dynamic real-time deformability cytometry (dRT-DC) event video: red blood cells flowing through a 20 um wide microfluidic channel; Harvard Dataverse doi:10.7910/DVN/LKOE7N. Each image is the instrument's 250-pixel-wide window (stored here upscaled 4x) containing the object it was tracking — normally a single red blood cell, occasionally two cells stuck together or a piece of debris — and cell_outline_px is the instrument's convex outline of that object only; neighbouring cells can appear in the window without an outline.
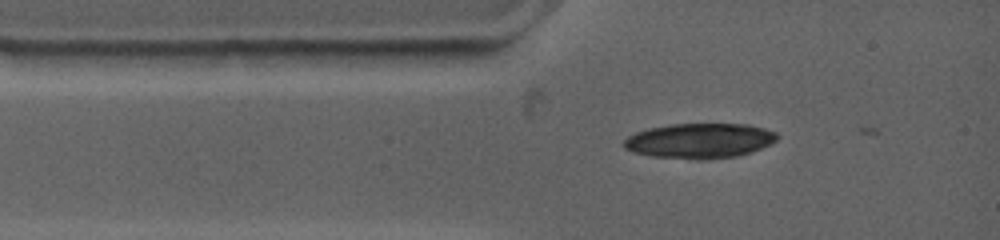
{"species": "common noctule bat (a hibernating species)", "species_latin": "Nyctalus noctula", "temperature_condition": "warm", "stored_images_in_passage": 1, "camera_frame_rate_fps": 4500, "um_per_image_px": 0.085, "animal": {"sex": "female", "body_mass_g": 19.0, "forearm_length_mm": 53.3}, "frame": {"image": 1, "passage_image": 1, "time_ms": 0.0, "image_size_px": [1000, 240], "cell_outline_px": [[780, 136], [776, 140], [760, 148], [736, 156], [700, 160], [652, 156], [636, 152], [624, 148], [624, 140], [628, 136], [636, 132], [648, 128], [672, 124], [748, 124], [764, 128], [776, 132]], "centroid_in_image_um": [59.47, 11.95], "position_along_channel_um": 25.5, "area_um2": 31.04}}